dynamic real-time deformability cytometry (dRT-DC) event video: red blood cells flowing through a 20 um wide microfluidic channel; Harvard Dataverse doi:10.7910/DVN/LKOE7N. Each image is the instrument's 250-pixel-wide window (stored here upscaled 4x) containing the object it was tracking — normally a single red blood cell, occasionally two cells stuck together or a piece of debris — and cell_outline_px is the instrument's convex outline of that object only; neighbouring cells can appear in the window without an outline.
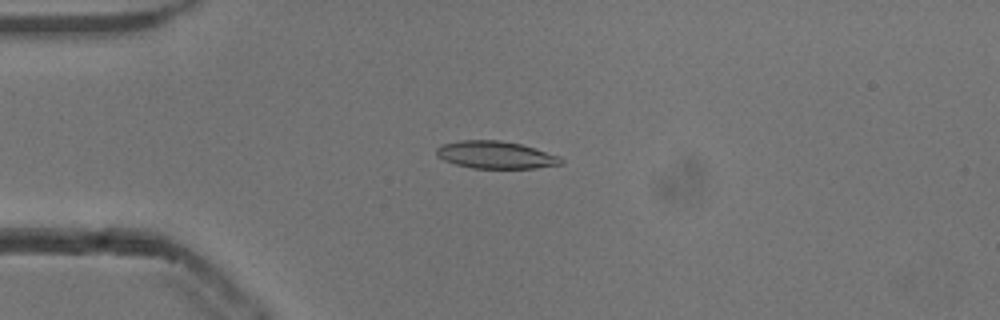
{"species": "common noctule bat (a hibernating species)", "species_latin": "Nyctalus noctula", "temperature_condition": "cold", "stored_images_in_passage": 36, "camera_frame_rate_fps": 3000, "um_per_image_px": 0.085, "animal": {"sex": "male", "body_mass_g": 13.3}, "frame": {"image": 1, "passage_image": 2, "time_ms": 0.333, "image_size_px": [1000, 320], "cell_outline_px": [[564, 164], [536, 168], [472, 168], [456, 164], [444, 160], [436, 156], [436, 148], [440, 144], [460, 140], [500, 140], [520, 144], [560, 156], [564, 160]], "centroid_in_image_um": [42.12, 13.16], "position_along_channel_um": 42.9, "area_um2": 20.0}}
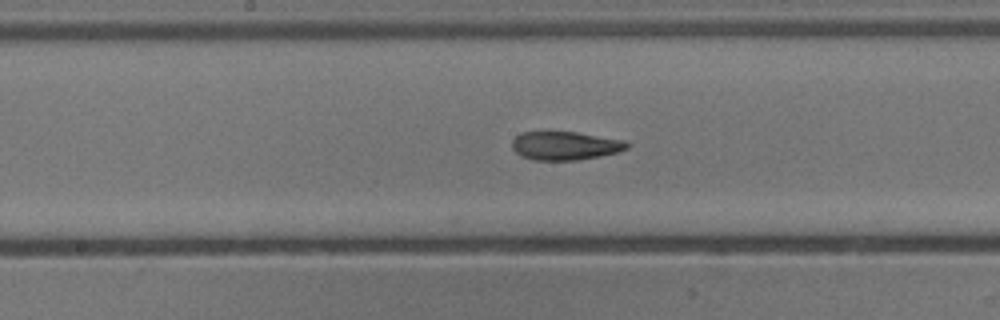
{"frame": {"image": 2, "passage_image": 16, "time_ms": 5.0, "image_size_px": [1000, 320], "cell_outline_px": [[628, 148], [616, 152], [600, 156], [576, 160], [532, 160], [520, 156], [512, 148], [512, 140], [520, 132], [548, 128], [576, 132], [624, 140], [628, 144]], "centroid_in_image_um": [47.93, 12.33], "position_along_channel_um": 200.3, "area_um2": 19.83}}
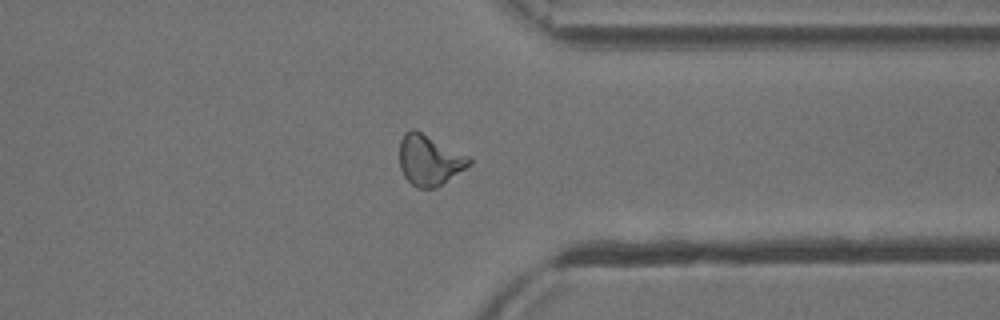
{"frame": {"image": 3, "passage_image": 30, "time_ms": 9.667, "image_size_px": [1000, 320], "cell_outline_px": [[472, 164], [436, 188], [416, 188], [404, 176], [400, 168], [400, 140], [404, 132], [412, 128], [416, 128], [472, 156]], "centroid_in_image_um": [36.53, 13.57], "position_along_channel_um": 374.9, "area_um2": 21.1}, "authors_computed_cell_mechanics": {"area_um2": 19.7676, "velocity_mm_per_s": 3.8407, "shape_relaxation_time_tau1_ms": 7.0653, "shape_relaxation_time_tau2_ms": 2.7762, "deformation_change_tau1": 0.1804, "deformation_change_tau2": 0.0971}}